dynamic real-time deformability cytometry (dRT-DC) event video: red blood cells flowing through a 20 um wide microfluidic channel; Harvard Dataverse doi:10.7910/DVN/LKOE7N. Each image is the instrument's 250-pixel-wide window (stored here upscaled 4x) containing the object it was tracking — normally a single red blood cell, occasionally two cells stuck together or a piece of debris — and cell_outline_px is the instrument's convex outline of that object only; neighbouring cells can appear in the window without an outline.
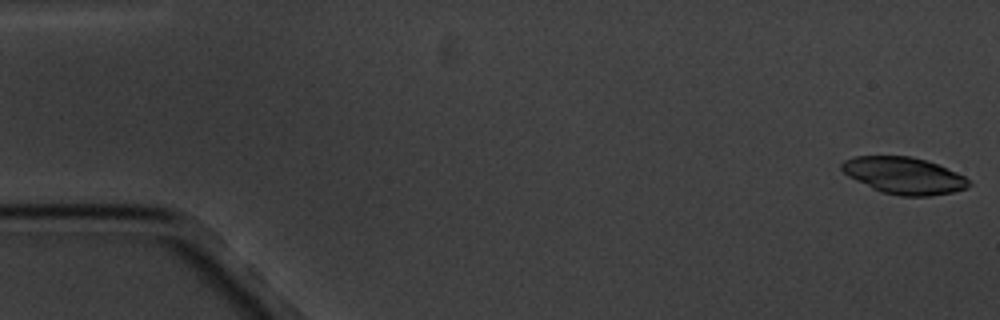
{"species": "common noctule bat (a hibernating species)", "species_latin": "Nyctalus noctula", "temperature_condition": "cold", "stored_images_in_passage": 7, "camera_frame_rate_fps": 3000, "um_per_image_px": 0.085, "animal": {"sex": "male", "body_mass_g": 20.1, "forearm_length_mm": 53.5}, "frame": {"image": 1, "passage_image": 1, "time_ms": 0.0, "image_size_px": [1000, 320], "cell_outline_px": [[972, 184], [968, 188], [952, 192], [928, 196], [900, 196], [880, 192], [848, 176], [840, 168], [840, 164], [844, 160], [856, 156], [912, 156], [936, 164], [956, 172], [964, 176]], "centroid_in_image_um": [76.82, 14.93], "position_along_channel_um": 8.2, "area_um2": 27.17}}
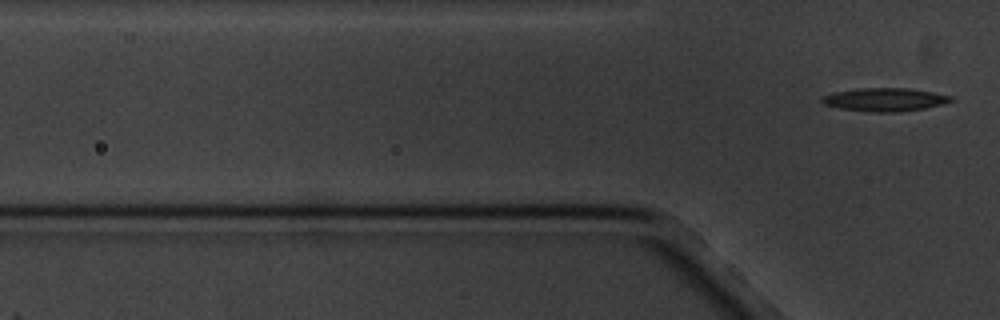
{"frame": {"image": 2, "passage_image": 7, "time_ms": 8.667, "image_size_px": [1000, 320], "cell_outline_px": [[956, 100], [924, 108], [900, 112], [872, 112], [840, 108], [824, 104], [820, 100], [820, 96], [836, 92], [860, 88], [908, 88], [932, 92], [952, 96]], "centroid_in_image_um": [75.2, 8.46], "position_along_channel_um": 50.6, "area_um2": 17.4}}